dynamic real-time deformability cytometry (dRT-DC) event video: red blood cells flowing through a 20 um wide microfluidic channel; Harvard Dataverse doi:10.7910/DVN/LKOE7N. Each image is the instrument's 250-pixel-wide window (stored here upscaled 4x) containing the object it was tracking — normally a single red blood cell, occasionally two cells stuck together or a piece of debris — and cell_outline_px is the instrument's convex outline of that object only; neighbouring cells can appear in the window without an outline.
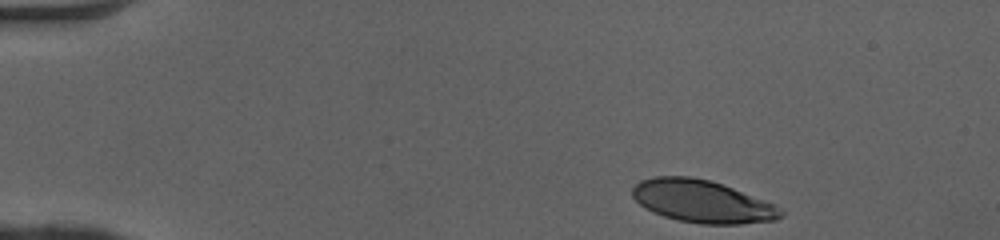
{"species": "human", "species_latin": "Homo sapiens", "temperature_condition": "cold", "stored_images_in_passage": 37, "camera_frame_rate_fps": 3000, "um_per_image_px": 0.085, "donor": {"sex": "female"}, "frame": {"image": 1, "passage_image": 1, "time_ms": 0.0, "image_size_px": [1000, 240], "cell_outline_px": [[784, 216], [776, 220], [740, 224], [700, 224], [680, 220], [664, 216], [652, 212], [644, 208], [632, 196], [632, 188], [640, 180], [656, 176], [688, 176], [708, 180], [732, 188], [776, 204], [784, 212]], "centroid_in_image_um": [59.69, 17.12], "position_along_channel_um": 25.3, "area_um2": 36.7}}
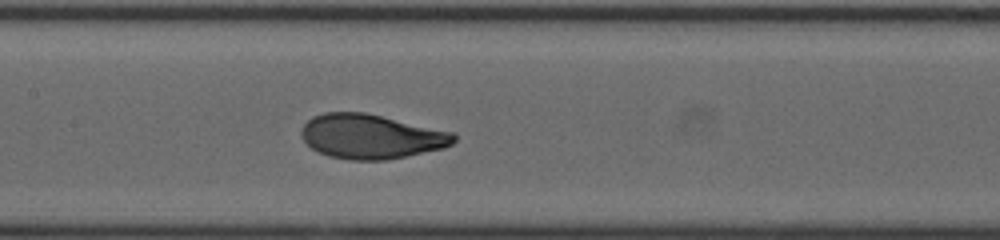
{"frame": {"image": 2, "passage_image": 19, "time_ms": 6.0, "image_size_px": [1000, 240], "cell_outline_px": [[456, 140], [452, 144], [444, 148], [388, 160], [348, 160], [328, 156], [312, 148], [304, 140], [300, 132], [300, 128], [312, 116], [324, 112], [364, 112], [456, 132]], "centroid_in_image_um": [31.56, 11.6], "position_along_channel_um": 175.8, "area_um2": 39.82}}
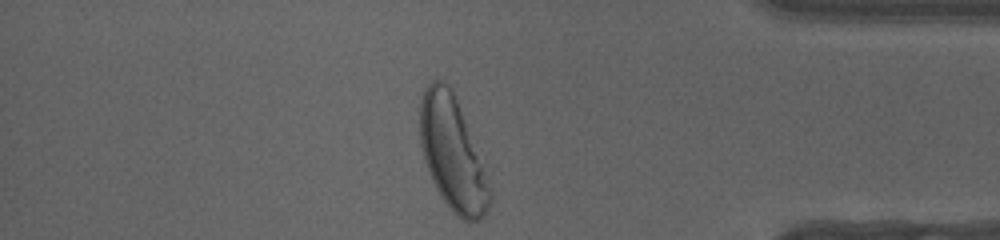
{"frame": {"image": 3, "passage_image": 37, "time_ms": 12.0, "image_size_px": [1000, 240], "cell_outline_px": [[492, 200], [484, 216], [480, 220], [468, 224], [456, 216], [444, 200], [436, 188], [428, 172], [424, 160], [420, 144], [420, 104], [424, 88], [432, 80], [440, 80], [448, 84], [452, 88], [492, 192]], "centroid_in_image_um": [38.44, 13.1], "position_along_channel_um": 396.8, "area_um2": 45.55}, "authors_computed_cell_mechanics": {"area_um2": 39.1306, "velocity_mm_per_s": 4.07, "shape_relaxation_time_tau1_ms": 3.0391, "shape_relaxation_time_tau2_ms": null, "deformation_change_tau1": 0.1875, "deformation_change_tau2": null}}